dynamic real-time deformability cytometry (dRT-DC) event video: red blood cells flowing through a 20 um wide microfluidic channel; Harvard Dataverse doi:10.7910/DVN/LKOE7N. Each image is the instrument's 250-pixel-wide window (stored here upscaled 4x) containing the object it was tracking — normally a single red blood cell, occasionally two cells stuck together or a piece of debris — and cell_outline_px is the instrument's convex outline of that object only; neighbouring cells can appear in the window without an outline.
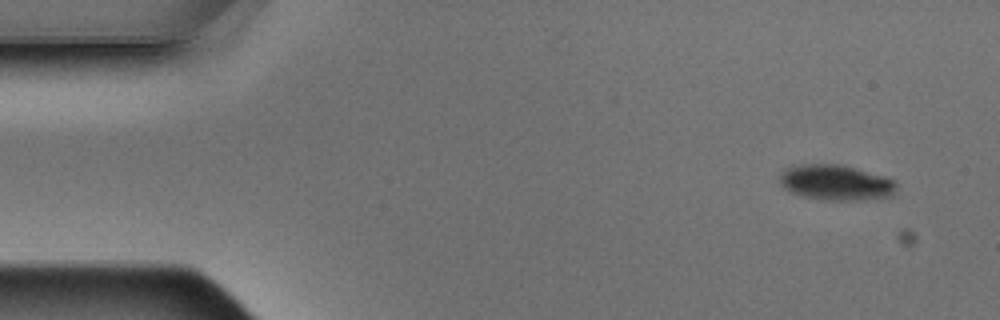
{"species": "Egyptian fruit bat (a non-hibernating species)", "species_latin": "Rousettus aegyptiacus", "temperature_condition": "warm", "stored_images_in_passage": 5, "camera_frame_rate_fps": 3000, "um_per_image_px": 0.085, "animal": {"sex": "male"}, "frame": {"image": 1, "passage_image": 1, "time_ms": 0.0, "image_size_px": [1000, 320], "cell_outline_px": [[896, 188], [892, 196], [860, 200], [828, 200], [804, 196], [792, 192], [784, 188], [780, 184], [780, 172], [784, 168], [800, 164], [840, 164], [856, 168], [884, 176], [892, 180], [896, 184]], "centroid_in_image_um": [71.02, 15.5], "position_along_channel_um": 14.0, "area_um2": 24.04}}
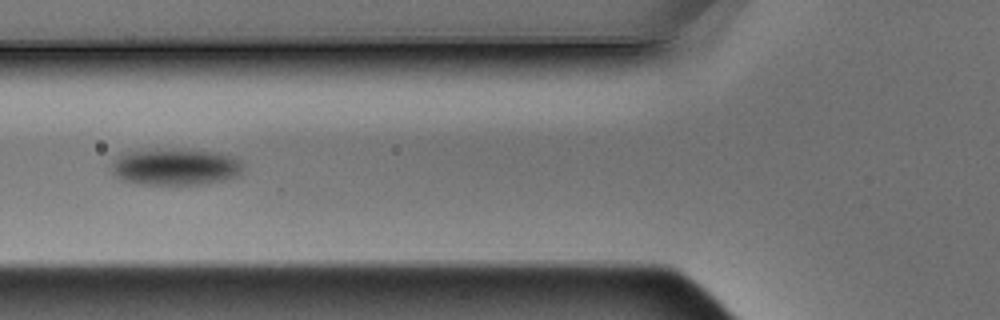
{"frame": {"image": 2, "passage_image": 5, "time_ms": 1.333, "image_size_px": [1000, 320], "cell_outline_px": [[244, 164], [240, 176], [224, 180], [200, 184], [140, 184], [124, 180], [116, 176], [112, 172], [112, 160], [124, 152], [156, 148], [180, 148], [220, 152], [236, 156]], "centroid_in_image_um": [14.95, 14.15], "position_along_channel_um": 110.8, "area_um2": 28.9}}